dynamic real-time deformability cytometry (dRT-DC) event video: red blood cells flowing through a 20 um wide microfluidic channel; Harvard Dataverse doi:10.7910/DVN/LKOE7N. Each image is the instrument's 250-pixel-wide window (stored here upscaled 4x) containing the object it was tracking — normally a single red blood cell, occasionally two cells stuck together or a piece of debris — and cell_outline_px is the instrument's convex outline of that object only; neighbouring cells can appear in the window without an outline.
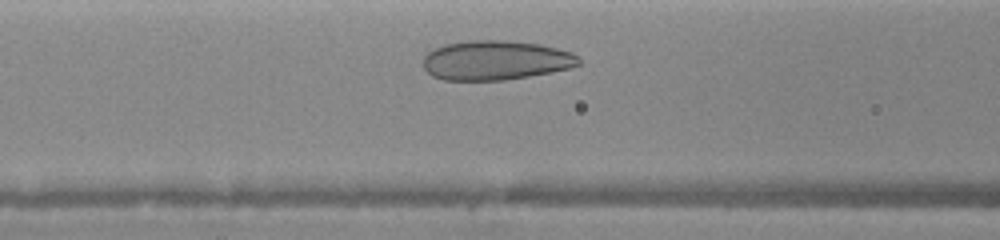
{"species": "human", "species_latin": "Homo sapiens", "temperature_condition": "warm", "stored_images_in_passage": 9, "camera_frame_rate_fps": 3000, "um_per_image_px": 0.085, "donor": {"sex": "female"}, "frame": {"image": 1, "passage_image": 4, "time_ms": 1.333, "image_size_px": [1000, 240], "cell_outline_px": [[580, 64], [568, 68], [552, 72], [504, 80], [444, 80], [432, 76], [424, 68], [424, 56], [428, 52], [436, 48], [448, 44], [468, 40], [504, 40], [540, 44], [572, 52], [580, 56]], "centroid_in_image_um": [42.15, 5.12], "position_along_channel_um": 124.4, "area_um2": 35.72}}
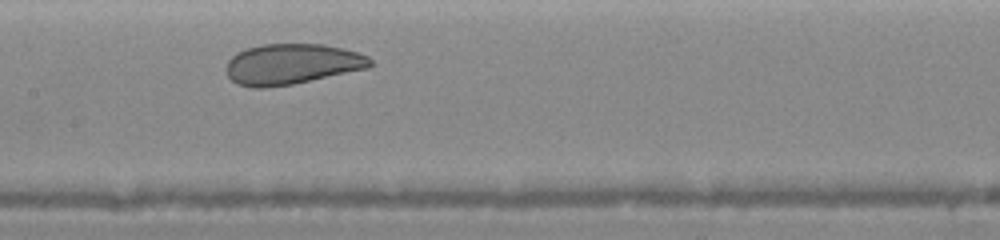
{"frame": {"image": 2, "passage_image": 6, "time_ms": 2.667, "image_size_px": [1000, 240], "cell_outline_px": [[372, 64], [368, 68], [292, 84], [264, 88], [252, 88], [236, 84], [228, 76], [228, 60], [236, 52], [260, 44], [324, 44], [344, 48], [368, 56], [372, 60]], "centroid_in_image_um": [24.8, 5.44], "position_along_channel_um": 182.6, "area_um2": 33.99}}
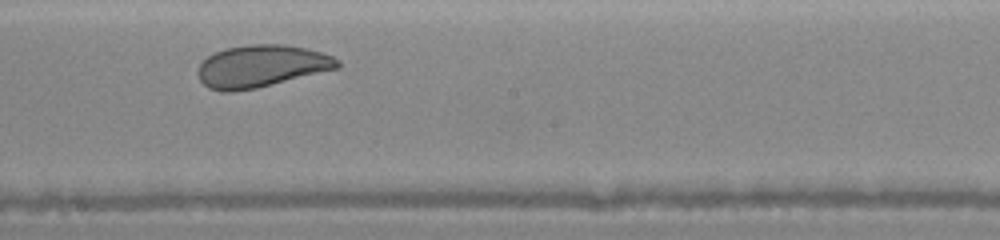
{"frame": {"image": 3, "passage_image": 8, "time_ms": 3.667, "image_size_px": [1000, 240], "cell_outline_px": [[340, 68], [256, 88], [232, 92], [220, 92], [208, 88], [200, 80], [196, 72], [200, 64], [208, 56], [224, 48], [248, 44], [284, 44], [308, 48], [332, 56], [340, 60]], "centroid_in_image_um": [22.21, 5.62], "position_along_channel_um": 226.0, "area_um2": 34.56}}